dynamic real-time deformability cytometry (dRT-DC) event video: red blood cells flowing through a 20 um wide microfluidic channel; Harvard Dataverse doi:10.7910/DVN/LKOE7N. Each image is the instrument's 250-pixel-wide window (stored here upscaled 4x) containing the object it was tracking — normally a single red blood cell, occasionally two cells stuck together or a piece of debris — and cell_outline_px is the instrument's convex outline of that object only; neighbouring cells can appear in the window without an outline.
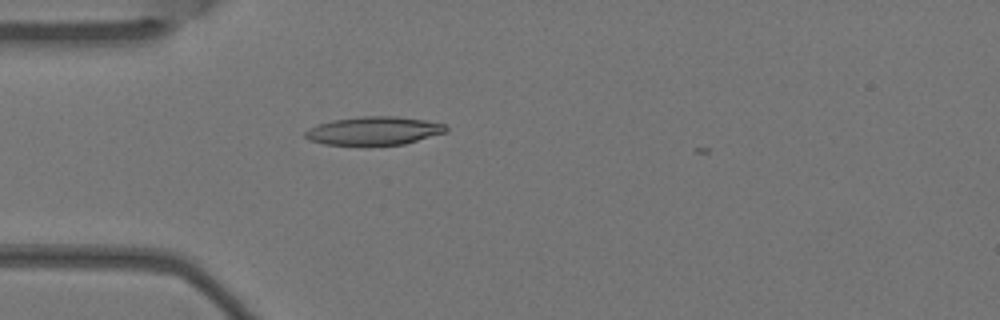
{"species": "Egyptian fruit bat (a non-hibernating species)", "species_latin": "Rousettus aegyptiacus", "temperature_condition": "warm", "stored_images_in_passage": 1, "camera_frame_rate_fps": 3000, "um_per_image_px": 0.085, "animal": {"sex": "female"}, "frame": {"image": 1, "passage_image": 1, "time_ms": 0.0, "image_size_px": [1000, 320], "cell_outline_px": [[448, 132], [404, 144], [364, 148], [360, 148], [324, 144], [308, 140], [304, 136], [304, 132], [308, 128], [332, 120], [360, 116], [396, 116], [424, 120], [448, 124]], "centroid_in_image_um": [31.77, 11.16], "position_along_channel_um": 53.2, "area_um2": 24.39}}